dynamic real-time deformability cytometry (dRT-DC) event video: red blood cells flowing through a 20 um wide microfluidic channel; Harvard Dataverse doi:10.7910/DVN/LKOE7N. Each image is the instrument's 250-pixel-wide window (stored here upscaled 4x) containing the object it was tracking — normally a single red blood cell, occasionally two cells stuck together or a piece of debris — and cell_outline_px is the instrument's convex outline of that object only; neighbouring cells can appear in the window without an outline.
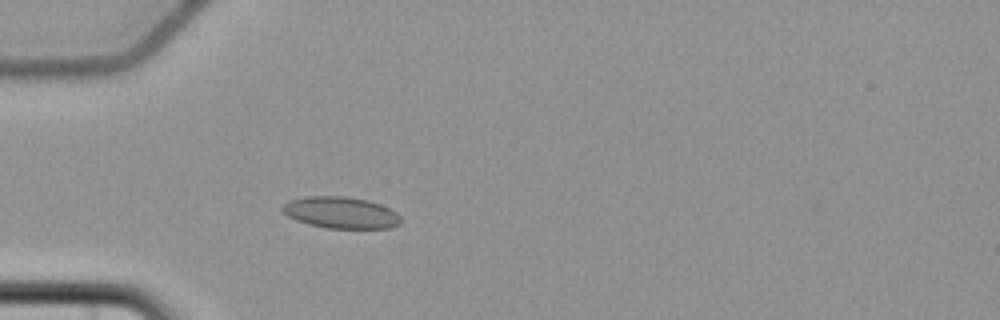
{"species": "common noctule bat (a hibernating species)", "species_latin": "Nyctalus noctula", "temperature_condition": "cold", "stored_images_in_passage": 4, "camera_frame_rate_fps": 3000, "um_per_image_px": 0.085, "animal": {"sex": "female", "body_mass_g": 22.7, "forearm_length_mm": 54.2}, "frame": {"image": 1, "passage_image": 4, "time_ms": 5.0, "image_size_px": [1000, 320], "cell_outline_px": [[400, 224], [388, 228], [328, 228], [308, 224], [296, 220], [288, 216], [280, 208], [284, 204], [292, 200], [308, 196], [344, 196], [368, 200], [380, 204], [396, 212], [400, 216]], "centroid_in_image_um": [28.98, 18.07], "position_along_channel_um": 56.0, "area_um2": 21.62}}